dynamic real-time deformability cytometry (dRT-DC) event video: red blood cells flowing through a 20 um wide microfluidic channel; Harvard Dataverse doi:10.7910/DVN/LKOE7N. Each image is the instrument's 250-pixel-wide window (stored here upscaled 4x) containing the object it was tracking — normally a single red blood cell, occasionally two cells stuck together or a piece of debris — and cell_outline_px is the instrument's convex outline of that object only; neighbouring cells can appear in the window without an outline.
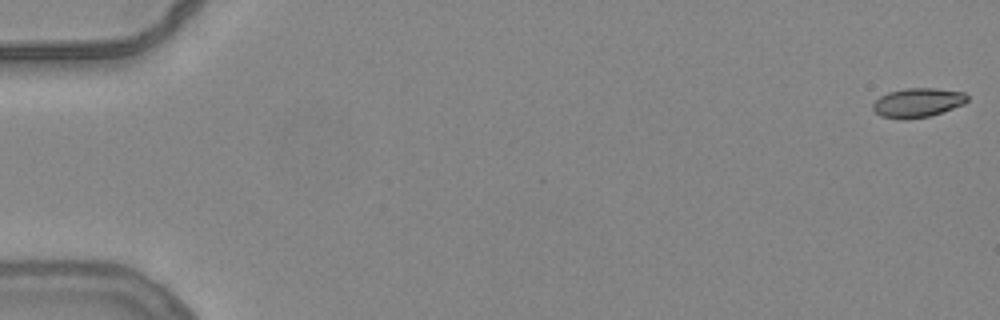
{"species": "common noctule bat (a hibernating species)", "species_latin": "Nyctalus noctula", "temperature_condition": "warm", "stored_images_in_passage": 17, "camera_frame_rate_fps": 3000, "um_per_image_px": 0.085, "animal": {"sex": "female", "body_mass_g": 24.6, "forearm_length_mm": 56.2}, "frame": {"image": 1, "passage_image": 1, "time_ms": 0.0, "image_size_px": [1000, 320], "cell_outline_px": [[968, 100], [964, 104], [928, 116], [904, 120], [880, 116], [872, 108], [872, 104], [880, 96], [888, 92], [908, 88], [936, 88], [964, 92], [968, 96]], "centroid_in_image_um": [77.99, 8.72], "position_along_channel_um": 7.0, "area_um2": 16.01}}
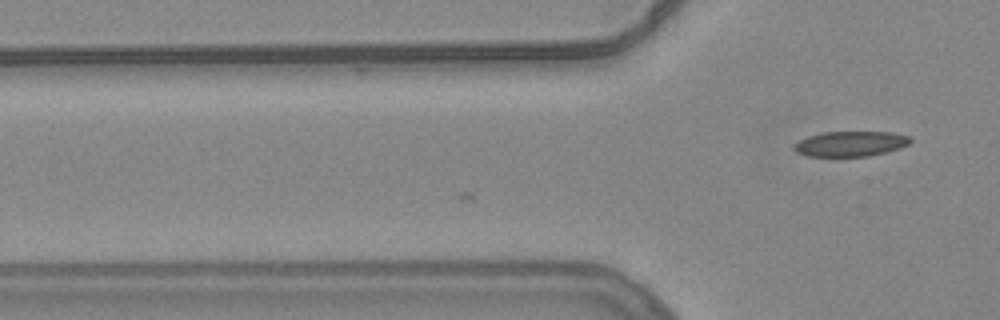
{"frame": {"image": 2, "passage_image": 17, "time_ms": 5.333, "image_size_px": [1000, 320], "cell_outline_px": [[912, 140], [908, 144], [900, 148], [868, 156], [808, 156], [796, 152], [792, 148], [792, 144], [808, 136], [824, 132], [892, 132], [908, 136]], "centroid_in_image_um": [72.26, 12.22], "position_along_channel_um": 53.5, "area_um2": 16.99}}